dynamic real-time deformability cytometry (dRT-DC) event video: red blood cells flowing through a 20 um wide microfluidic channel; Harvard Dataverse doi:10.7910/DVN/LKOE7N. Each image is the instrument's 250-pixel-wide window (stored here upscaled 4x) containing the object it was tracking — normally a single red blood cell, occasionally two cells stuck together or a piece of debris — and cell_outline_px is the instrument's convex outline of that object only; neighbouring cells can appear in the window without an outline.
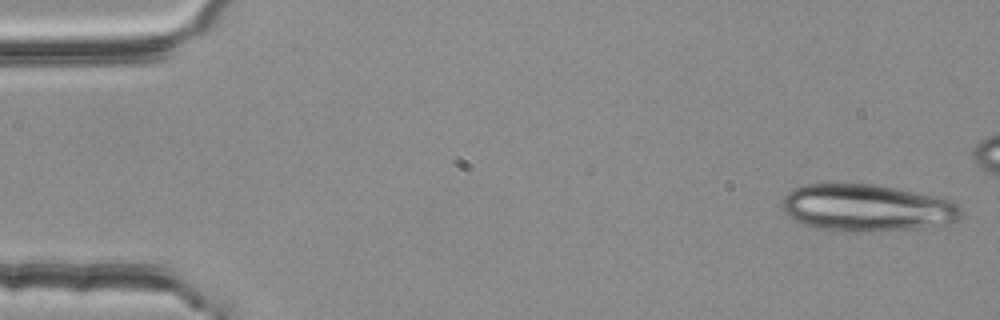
{"species": "common noctule bat (a hibernating species)", "species_latin": "Nyctalus noctula", "temperature_condition": "room temperature", "stored_images_in_passage": 20, "camera_frame_rate_fps": 3000, "um_per_image_px": 0.085, "animal": {"sex": "female", "body_mass_g": 25.1}, "frame": {"image": 1, "passage_image": 1, "time_ms": 0.0, "image_size_px": [1000, 320], "cell_outline_px": [[964, 212], [956, 220], [916, 228], [872, 232], [856, 232], [816, 228], [804, 224], [788, 216], [784, 212], [780, 204], [784, 196], [792, 188], [804, 184], [872, 184], [912, 192], [948, 200], [956, 204]], "centroid_in_image_um": [73.57, 17.67], "position_along_channel_um": 11.4, "area_um2": 48.44}}